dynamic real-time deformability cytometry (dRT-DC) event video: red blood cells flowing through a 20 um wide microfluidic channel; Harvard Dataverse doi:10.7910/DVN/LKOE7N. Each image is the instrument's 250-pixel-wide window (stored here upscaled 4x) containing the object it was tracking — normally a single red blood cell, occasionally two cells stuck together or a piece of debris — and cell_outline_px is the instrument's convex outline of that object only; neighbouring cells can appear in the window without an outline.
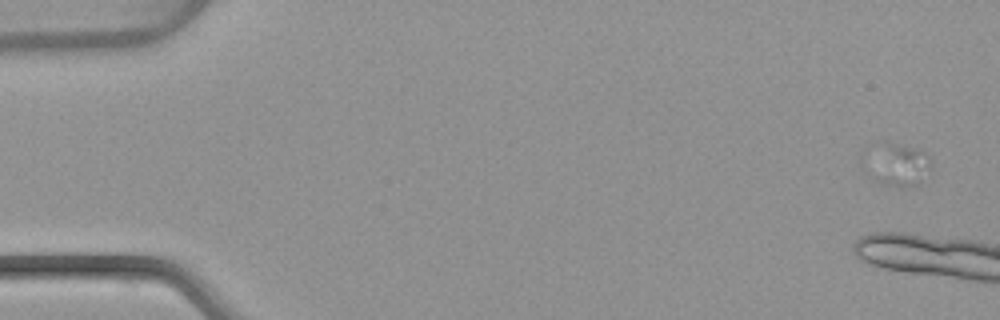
{"species": "common noctule bat (a hibernating species)", "species_latin": "Nyctalus noctula", "temperature_condition": "warm", "stored_images_in_passage": 6, "camera_frame_rate_fps": 3000, "um_per_image_px": 0.085, "animal": {"sex": "female", "body_mass_g": 22.7, "forearm_length_mm": 54.2}, "frame": {"image": 1, "passage_image": 1, "time_ms": 0.0, "image_size_px": [1000, 320], "cell_outline_px": [[932, 168], [920, 184], [904, 188], [900, 188], [880, 184], [872, 180], [864, 168], [860, 160], [860, 152], [872, 140], [888, 140], [920, 148], [932, 160]], "centroid_in_image_um": [76.1, 13.9], "position_along_channel_um": 8.9, "area_um2": 18.9}}